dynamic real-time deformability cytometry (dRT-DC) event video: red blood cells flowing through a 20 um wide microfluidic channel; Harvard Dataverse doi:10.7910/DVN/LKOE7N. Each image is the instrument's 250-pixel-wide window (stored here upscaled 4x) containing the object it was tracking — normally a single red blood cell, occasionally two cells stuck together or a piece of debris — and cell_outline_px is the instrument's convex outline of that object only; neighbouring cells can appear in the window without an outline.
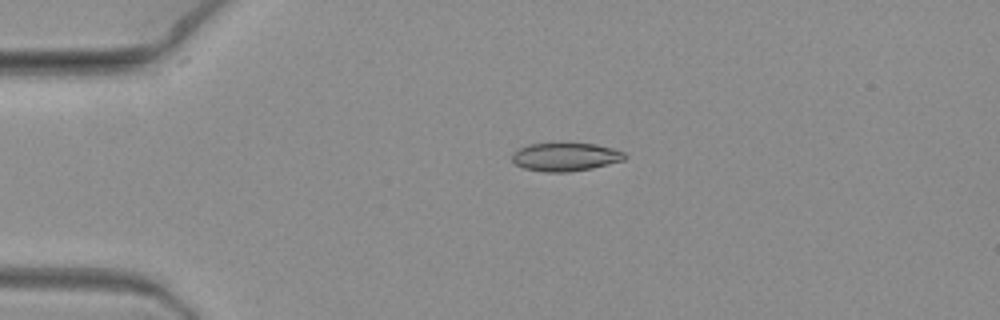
{"species": "common noctule bat (a hibernating species)", "species_latin": "Nyctalus noctula", "temperature_condition": "warm", "stored_images_in_passage": 5, "camera_frame_rate_fps": 3000, "um_per_image_px": 0.085, "animal": {"sex": "female", "body_mass_g": 19.3, "forearm_length_mm": 54.1}, "frame": {"image": 1, "passage_image": 2, "time_ms": 0.333, "image_size_px": [1000, 320], "cell_outline_px": [[628, 156], [624, 160], [592, 168], [568, 172], [544, 172], [524, 168], [516, 164], [512, 160], [512, 152], [516, 148], [528, 144], [560, 140], [596, 144], [612, 148], [624, 152]], "centroid_in_image_um": [48.02, 13.28], "position_along_channel_um": 37.0, "area_um2": 19.54}}
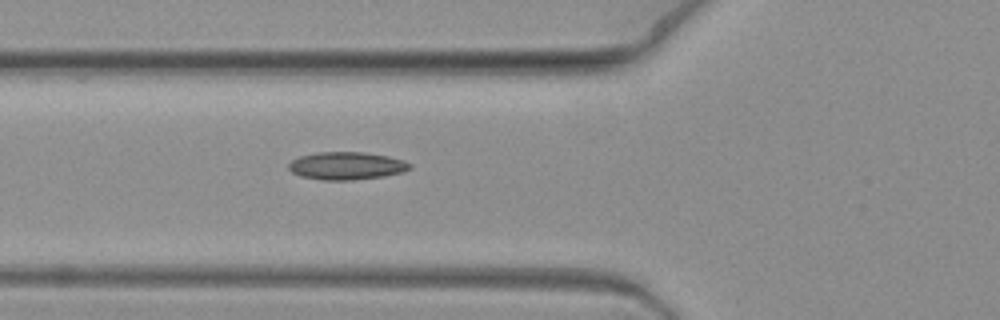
{"frame": {"image": 2, "passage_image": 5, "time_ms": 1.333, "image_size_px": [1000, 320], "cell_outline_px": [[412, 168], [404, 172], [384, 176], [352, 180], [320, 180], [300, 176], [292, 172], [288, 168], [288, 164], [292, 160], [300, 156], [316, 152], [364, 152], [388, 156], [404, 160], [412, 164]], "centroid_in_image_um": [29.47, 14.09], "position_along_channel_um": 96.3, "area_um2": 19.77}}